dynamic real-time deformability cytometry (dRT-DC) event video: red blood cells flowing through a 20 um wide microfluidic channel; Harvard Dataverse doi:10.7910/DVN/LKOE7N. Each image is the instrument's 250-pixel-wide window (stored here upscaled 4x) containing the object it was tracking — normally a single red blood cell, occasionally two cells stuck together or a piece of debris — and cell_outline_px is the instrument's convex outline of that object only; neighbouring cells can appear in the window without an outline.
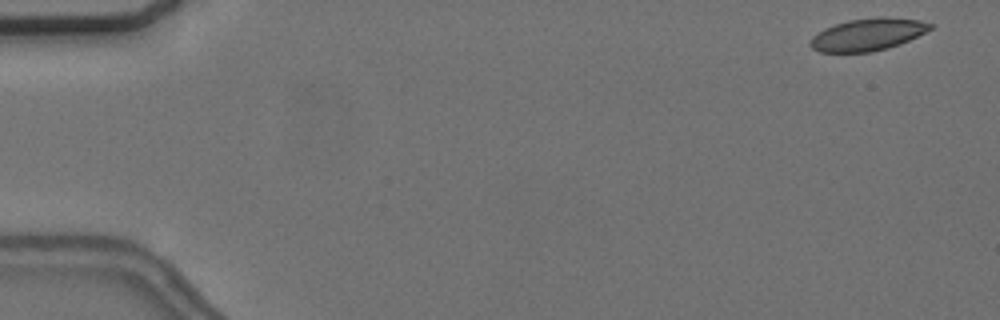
{"species": "common noctule bat (a hibernating species)", "species_latin": "Nyctalus noctula", "temperature_condition": "cold", "stored_images_in_passage": 5, "camera_frame_rate_fps": 3000, "um_per_image_px": 0.085, "animal": {"sex": "female", "body_mass_g": 24.6, "forearm_length_mm": 56.2}, "frame": {"image": 1, "passage_image": 1, "time_ms": 0.0, "image_size_px": [1000, 320], "cell_outline_px": [[936, 24], [932, 28], [900, 44], [888, 48], [872, 52], [820, 52], [812, 48], [808, 44], [812, 36], [824, 28], [848, 20], [880, 16], [884, 16], [920, 20]], "centroid_in_image_um": [73.76, 2.92], "position_along_channel_um": 11.2, "area_um2": 22.66}}